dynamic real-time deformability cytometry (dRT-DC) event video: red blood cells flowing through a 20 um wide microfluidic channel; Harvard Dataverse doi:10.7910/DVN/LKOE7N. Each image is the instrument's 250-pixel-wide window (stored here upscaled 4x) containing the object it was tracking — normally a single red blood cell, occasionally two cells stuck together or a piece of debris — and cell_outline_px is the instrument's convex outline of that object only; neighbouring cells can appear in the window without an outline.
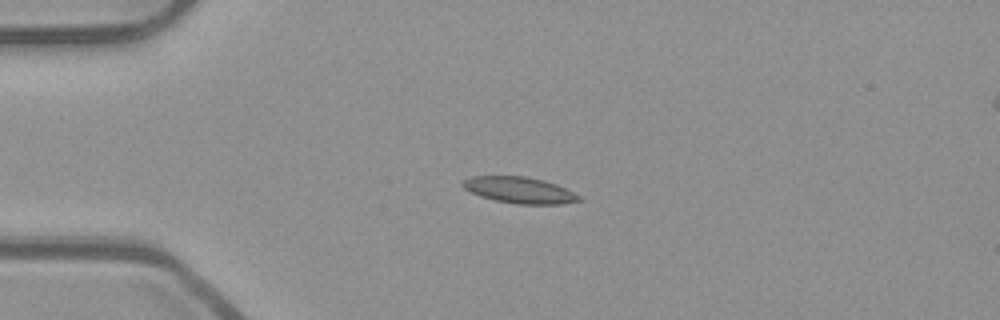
{"species": "common noctule bat (a hibernating species)", "species_latin": "Nyctalus noctula", "temperature_condition": "room temperature", "stored_images_in_passage": 41, "camera_frame_rate_fps": 3000, "um_per_image_px": 0.085, "animal": {"sex": "male", "body_mass_g": 23.1, "forearm_length_mm": 52.7}, "frame": {"image": 1, "passage_image": 1, "time_ms": 0.0, "image_size_px": [1000, 320], "cell_outline_px": [[584, 200], [560, 204], [516, 204], [496, 200], [480, 196], [464, 188], [460, 184], [460, 180], [472, 176], [528, 176], [544, 180], [556, 184], [580, 196]], "centroid_in_image_um": [44.13, 16.15], "position_along_channel_um": 40.9, "area_um2": 17.86}}
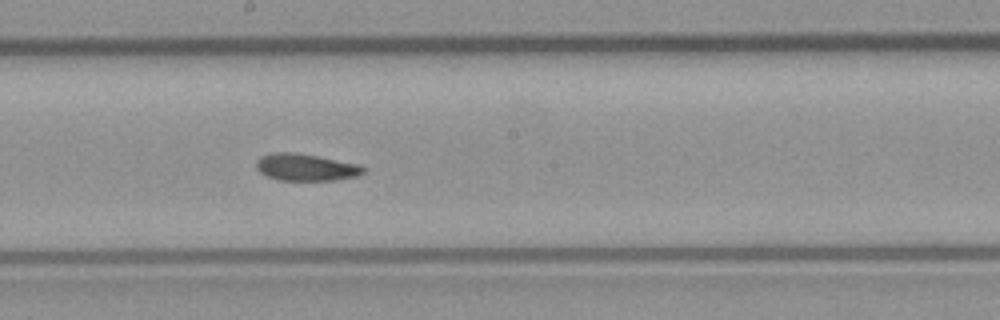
{"frame": {"image": 2, "passage_image": 17, "time_ms": 5.333, "image_size_px": [1000, 320], "cell_outline_px": [[364, 172], [356, 176], [336, 180], [280, 180], [268, 176], [260, 172], [256, 168], [256, 160], [260, 156], [272, 152], [292, 152], [316, 156], [360, 164], [364, 168]], "centroid_in_image_um": [25.97, 14.21], "position_along_channel_um": 222.2, "area_um2": 16.76}}
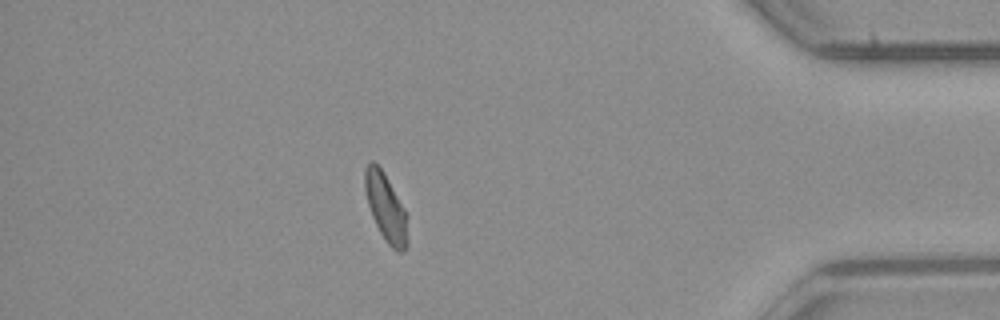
{"frame": {"image": 3, "passage_image": 34, "time_ms": 11.0, "image_size_px": [1000, 320], "cell_outline_px": [[408, 244], [404, 252], [396, 252], [384, 240], [372, 216], [368, 204], [364, 188], [364, 168], [372, 160], [380, 168], [404, 208], [408, 216]], "centroid_in_image_um": [32.81, 17.71], "position_along_channel_um": 402.4, "area_um2": 16.88}, "authors_computed_cell_mechanics": {"area_um2": 16.9354, "velocity_mm_per_s": 3.9408, "shape_relaxation_time_tau1_ms": null, "shape_relaxation_time_tau2_ms": 5.4266, "deformation_change_tau1": null, "deformation_change_tau2": 0.1048}}